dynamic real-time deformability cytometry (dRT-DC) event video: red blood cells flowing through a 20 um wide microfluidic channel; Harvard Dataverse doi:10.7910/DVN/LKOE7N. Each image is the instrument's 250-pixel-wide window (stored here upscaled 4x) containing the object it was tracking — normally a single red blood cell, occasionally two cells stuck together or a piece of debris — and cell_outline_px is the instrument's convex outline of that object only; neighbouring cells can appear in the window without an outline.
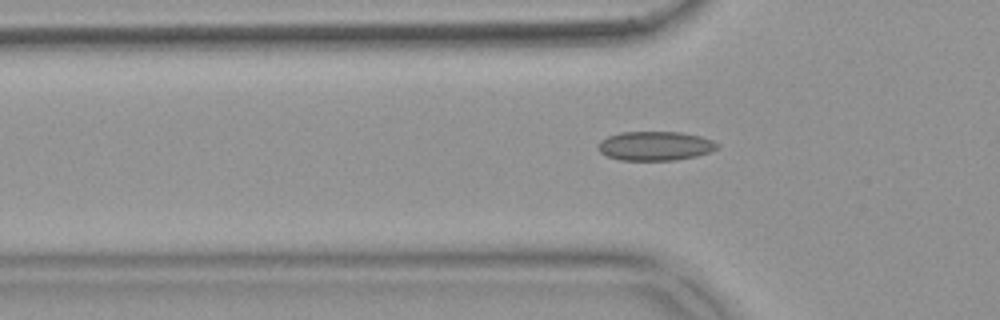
{"species": "common noctule bat (a hibernating species)", "species_latin": "Nyctalus noctula", "temperature_condition": "warm", "stored_images_in_passage": 43, "camera_frame_rate_fps": 3000, "um_per_image_px": 0.085, "animal": {"sex": "female", "body_mass_g": 18.4}, "frame": {"image": 1, "passage_image": 13, "time_ms": 4.0, "image_size_px": [1000, 320], "cell_outline_px": [[720, 144], [716, 148], [708, 152], [696, 156], [676, 160], [620, 160], [608, 156], [600, 152], [600, 140], [608, 136], [620, 132], [680, 132], [700, 136], [712, 140]], "centroid_in_image_um": [55.7, 12.4], "position_along_channel_um": 70.1, "area_um2": 20.06}}
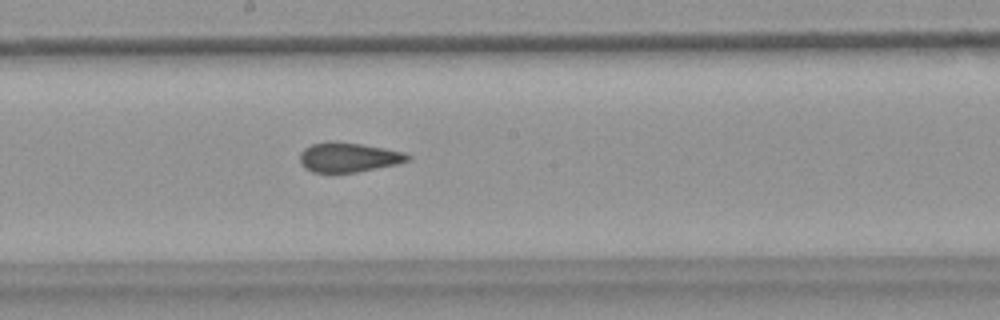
{"frame": {"image": 2, "passage_image": 25, "time_ms": 8.0, "image_size_px": [1000, 320], "cell_outline_px": [[412, 156], [408, 160], [396, 164], [356, 172], [332, 176], [312, 172], [304, 168], [300, 164], [300, 152], [304, 148], [312, 144], [332, 140], [360, 144], [384, 148], [404, 152]], "centroid_in_image_um": [29.54, 13.41], "position_along_channel_um": 218.7, "area_um2": 19.19}}
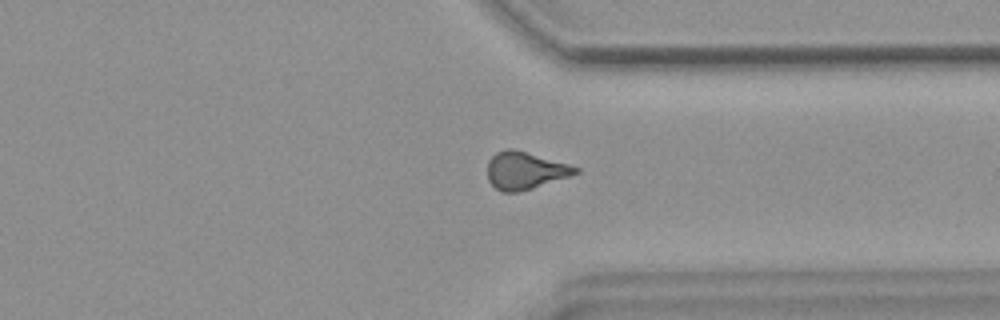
{"frame": {"image": 3, "passage_image": 37, "time_ms": 12.0, "image_size_px": [1000, 320], "cell_outline_px": [[580, 172], [520, 192], [500, 192], [488, 180], [488, 160], [496, 152], [504, 148], [512, 148], [568, 164], [580, 168]], "centroid_in_image_um": [44.59, 14.49], "position_along_channel_um": 366.8, "area_um2": 19.02}, "authors_computed_cell_mechanics": {"area_um2": 19.2474, "velocity_mm_per_s": 3.7082, "shape_relaxation_time_tau1_ms": null, "shape_relaxation_time_tau2_ms": 1.6488, "deformation_change_tau1": null, "deformation_change_tau2": 0.0861}}